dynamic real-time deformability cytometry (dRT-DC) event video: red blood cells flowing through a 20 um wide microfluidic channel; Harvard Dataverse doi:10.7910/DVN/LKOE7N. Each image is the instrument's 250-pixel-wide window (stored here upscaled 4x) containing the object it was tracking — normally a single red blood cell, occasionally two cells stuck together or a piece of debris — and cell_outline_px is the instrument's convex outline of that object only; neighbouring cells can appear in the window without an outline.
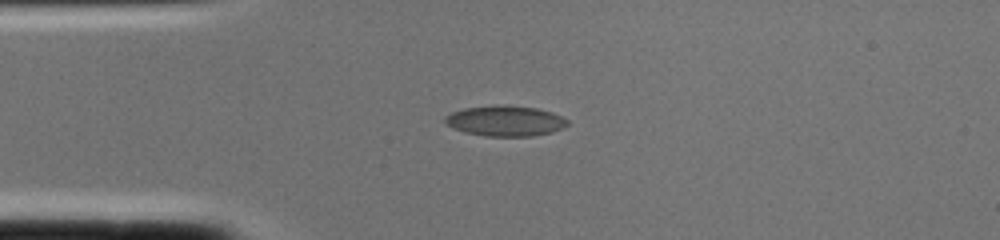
{"species": "common noctule bat (a hibernating species)", "species_latin": "Nyctalus noctula", "temperature_condition": "cold", "stored_images_in_passage": 1, "camera_frame_rate_fps": 3000, "um_per_image_px": 0.085, "animal": {"sex": "female", "body_mass_g": 22.0, "forearm_length_mm": 56.7}, "frame": {"image": 1, "passage_image": 1, "time_ms": 0.0, "image_size_px": [1000, 240], "cell_outline_px": [[568, 124], [564, 128], [552, 132], [532, 136], [484, 136], [464, 132], [452, 128], [444, 120], [444, 116], [452, 112], [464, 108], [536, 108], [552, 112], [568, 120]], "centroid_in_image_um": [42.96, 10.33], "position_along_channel_um": 42.0, "area_um2": 20.81}}